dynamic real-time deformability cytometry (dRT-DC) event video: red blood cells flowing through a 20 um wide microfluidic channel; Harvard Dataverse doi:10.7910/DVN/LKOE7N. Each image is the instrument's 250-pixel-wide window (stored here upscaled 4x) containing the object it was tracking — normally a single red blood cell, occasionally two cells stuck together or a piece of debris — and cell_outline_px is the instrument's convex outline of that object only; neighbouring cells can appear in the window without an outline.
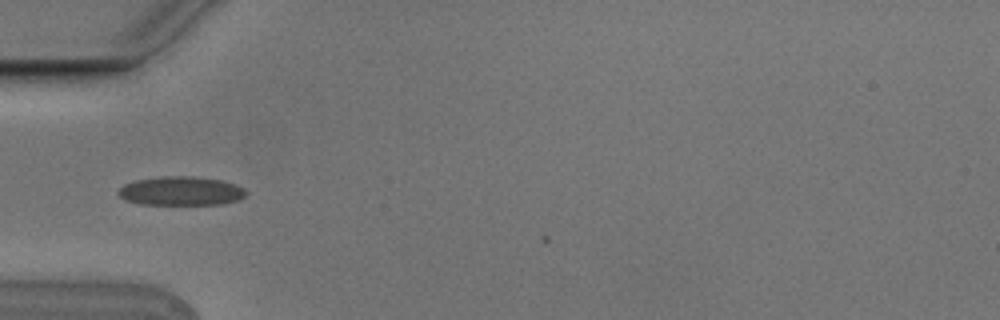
{"species": "Egyptian fruit bat (a non-hibernating species)", "species_latin": "Rousettus aegyptiacus", "temperature_condition": "cold", "stored_images_in_passage": 3, "camera_frame_rate_fps": 3000, "um_per_image_px": 0.085, "animal": {"sex": "male"}, "frame": {"image": 1, "passage_image": 2, "time_ms": 0.333, "image_size_px": [1000, 320], "cell_outline_px": [[248, 192], [240, 200], [224, 204], [140, 204], [124, 200], [116, 192], [124, 184], [136, 180], [160, 176], [192, 176], [220, 180], [244, 188]], "centroid_in_image_um": [15.37, 16.24], "position_along_channel_um": 69.6, "area_um2": 21.56}}